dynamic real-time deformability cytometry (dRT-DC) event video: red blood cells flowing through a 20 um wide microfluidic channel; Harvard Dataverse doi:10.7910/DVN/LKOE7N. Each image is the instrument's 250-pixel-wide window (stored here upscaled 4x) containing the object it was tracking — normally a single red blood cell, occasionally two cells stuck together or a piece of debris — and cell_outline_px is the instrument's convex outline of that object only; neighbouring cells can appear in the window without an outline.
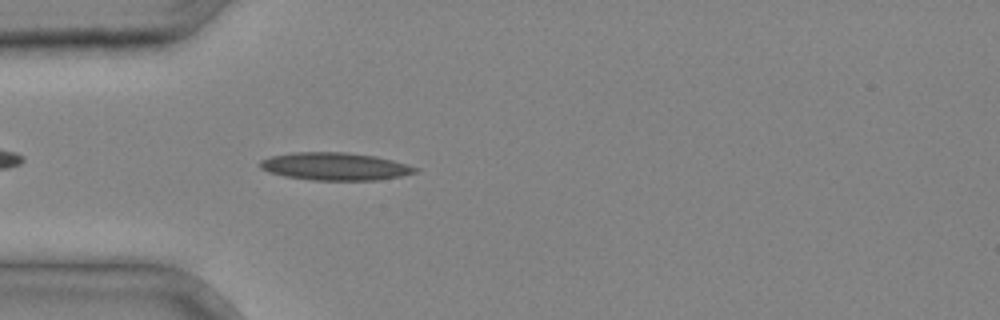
{"species": "common noctule bat (a hibernating species)", "species_latin": "Nyctalus noctula", "temperature_condition": "cold", "stored_images_in_passage": 29, "camera_frame_rate_fps": 3000, "um_per_image_px": 0.085, "animal": {"sex": "male", "body_mass_g": 20.4}, "frame": {"image": 1, "passage_image": 3, "time_ms": 0.667, "image_size_px": [1000, 320], "cell_outline_px": [[420, 168], [416, 172], [400, 176], [376, 180], [312, 180], [284, 176], [268, 172], [260, 168], [260, 160], [272, 156], [292, 152], [344, 152], [376, 156], [392, 160]], "centroid_in_image_um": [28.46, 14.14], "position_along_channel_um": 56.5, "area_um2": 24.97}}
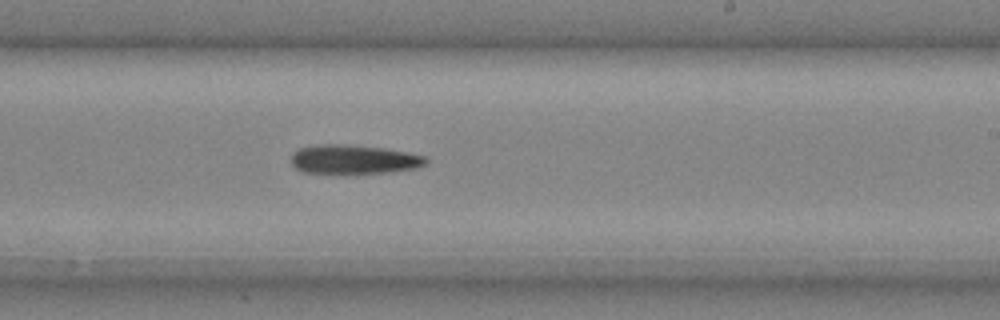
{"frame": {"image": 2, "passage_image": 15, "time_ms": 4.667, "image_size_px": [1000, 320], "cell_outline_px": [[428, 160], [424, 164], [416, 168], [388, 172], [304, 172], [296, 168], [292, 164], [292, 152], [296, 148], [316, 144], [340, 144], [384, 148], [408, 152], [424, 156]], "centroid_in_image_um": [30.04, 13.52], "position_along_channel_um": 259.0, "area_um2": 22.48}}
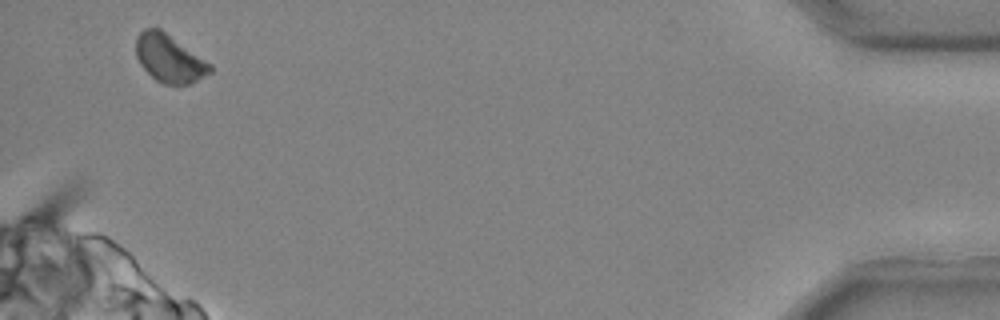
{"frame": {"image": 3, "passage_image": 28, "time_ms": 9.0, "image_size_px": [1000, 320], "cell_outline_px": [[212, 72], [188, 84], [164, 84], [156, 80], [140, 64], [136, 56], [136, 36], [144, 28], [160, 28], [212, 64]], "centroid_in_image_um": [14.39, 4.95], "position_along_channel_um": 420.8, "area_um2": 20.52}}